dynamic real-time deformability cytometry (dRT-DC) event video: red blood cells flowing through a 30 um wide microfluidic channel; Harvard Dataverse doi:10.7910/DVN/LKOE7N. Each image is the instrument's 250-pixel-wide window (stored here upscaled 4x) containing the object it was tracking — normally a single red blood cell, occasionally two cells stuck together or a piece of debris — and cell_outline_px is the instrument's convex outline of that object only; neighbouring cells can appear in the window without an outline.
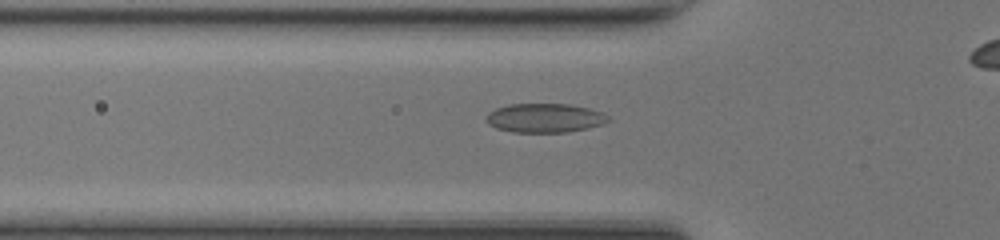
{"species": "common noctule bat (a hibernating species)", "species_latin": "Nyctalus noctula", "temperature_condition": "room temperature", "stored_images_in_passage": 31, "camera_frame_rate_fps": 3000, "um_per_image_px": 0.085, "animal": {"sex": "female", "body_mass_g": 17.0, "forearm_length_mm": 48.0}, "frame": {"image": 1, "passage_image": 6, "time_ms": 1.667, "image_size_px": [1000, 240], "cell_outline_px": [[612, 120], [604, 124], [588, 128], [568, 132], [512, 132], [496, 128], [488, 124], [484, 120], [484, 116], [488, 112], [496, 108], [508, 104], [572, 104], [604, 112]], "centroid_in_image_um": [46.31, 10.03], "position_along_channel_um": 79.5, "area_um2": 21.04}}
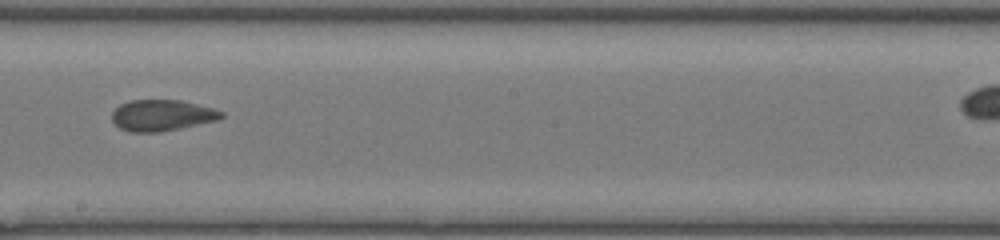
{"frame": {"image": 2, "passage_image": 17, "time_ms": 5.333, "image_size_px": [1000, 240], "cell_outline_px": [[224, 116], [216, 120], [180, 128], [156, 132], [132, 132], [120, 128], [112, 120], [112, 112], [120, 104], [128, 100], [180, 100], [212, 108], [224, 112]], "centroid_in_image_um": [13.74, 9.79], "position_along_channel_um": 234.5, "area_um2": 19.65}}
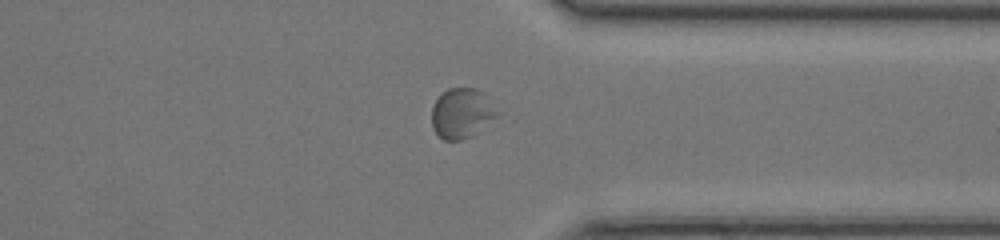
{"frame": {"image": 3, "passage_image": 27, "time_ms": 8.667, "image_size_px": [1000, 240], "cell_outline_px": [[500, 116], [472, 136], [460, 140], [444, 140], [432, 128], [432, 108], [436, 100], [448, 88], [476, 88], [484, 92]], "centroid_in_image_um": [39.27, 9.63], "position_along_channel_um": 372.1, "area_um2": 19.07}}